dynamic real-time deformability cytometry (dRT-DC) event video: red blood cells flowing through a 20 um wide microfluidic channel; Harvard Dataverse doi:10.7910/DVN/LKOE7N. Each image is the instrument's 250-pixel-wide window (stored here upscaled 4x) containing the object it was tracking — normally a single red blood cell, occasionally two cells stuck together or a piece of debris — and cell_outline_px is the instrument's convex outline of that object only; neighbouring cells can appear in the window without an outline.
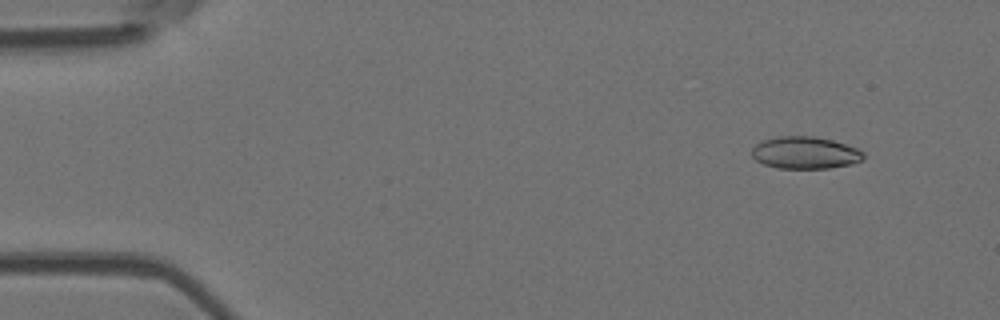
{"species": "Egyptian fruit bat (a non-hibernating species)", "species_latin": "Rousettus aegyptiacus", "temperature_condition": "room temperature", "stored_images_in_passage": 5, "camera_frame_rate_fps": 3000, "um_per_image_px": 0.085, "animal": {"sex": "female"}, "frame": {"image": 1, "passage_image": 2, "time_ms": 0.333, "image_size_px": [1000, 320], "cell_outline_px": [[864, 160], [852, 164], [828, 168], [776, 168], [764, 164], [756, 160], [752, 156], [752, 148], [756, 144], [764, 140], [776, 136], [812, 136], [832, 140], [856, 148], [864, 152]], "centroid_in_image_um": [68.44, 12.98], "position_along_channel_um": 16.6, "area_um2": 20.92}}
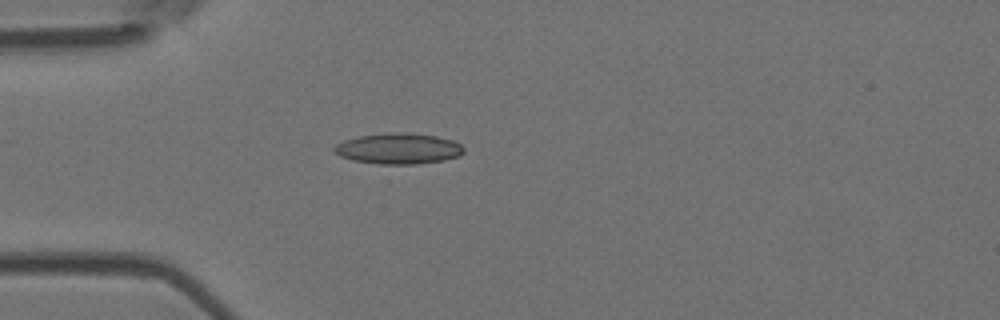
{"frame": {"image": 2, "passage_image": 4, "time_ms": 1.0, "image_size_px": [1000, 320], "cell_outline_px": [[464, 152], [460, 156], [444, 160], [416, 164], [380, 164], [352, 160], [340, 156], [332, 152], [332, 148], [336, 144], [344, 140], [360, 136], [392, 132], [400, 132], [436, 136], [452, 140], [460, 144], [464, 148]], "centroid_in_image_um": [33.85, 12.64], "position_along_channel_um": 51.1, "area_um2": 23.29}}